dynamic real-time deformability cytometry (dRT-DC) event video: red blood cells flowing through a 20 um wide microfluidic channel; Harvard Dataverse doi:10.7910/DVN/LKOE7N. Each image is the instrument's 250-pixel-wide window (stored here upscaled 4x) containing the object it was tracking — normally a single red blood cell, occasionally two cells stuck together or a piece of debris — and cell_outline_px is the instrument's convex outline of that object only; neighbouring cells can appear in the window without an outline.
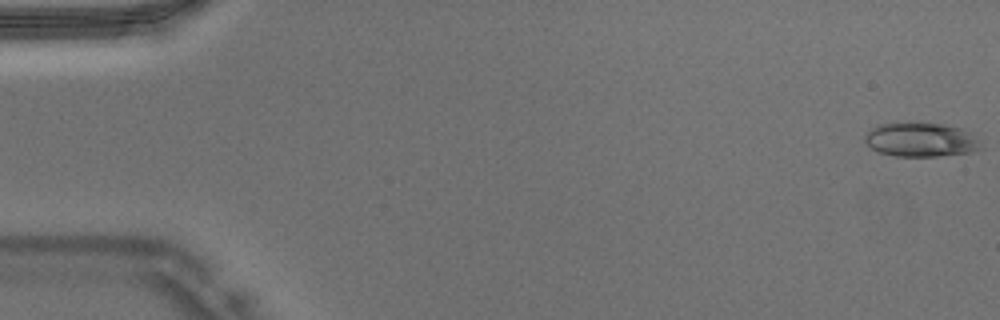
{"species": "Egyptian fruit bat (a non-hibernating species)", "species_latin": "Rousettus aegyptiacus", "temperature_condition": "warm", "stored_images_in_passage": 46, "camera_frame_rate_fps": 3000, "um_per_image_px": 0.085, "animal": {"sex": "male"}, "frame": {"image": 1, "passage_image": 1, "time_ms": 0.0, "image_size_px": [1000, 320], "cell_outline_px": [[984, 148], [972, 152], [936, 156], [896, 156], [880, 152], [872, 148], [864, 140], [864, 136], [872, 128], [880, 124], [912, 120], [916, 120], [944, 124], [960, 128], [968, 132], [980, 140]], "centroid_in_image_um": [78.29, 11.84], "position_along_channel_um": 6.7, "area_um2": 23.64}}
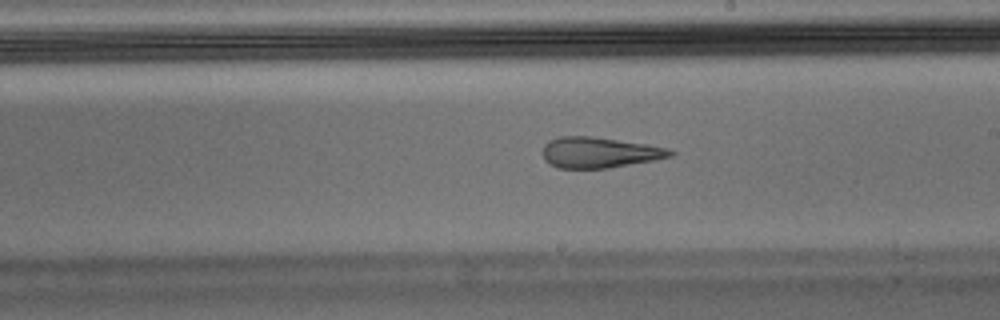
{"frame": {"image": 2, "passage_image": 27, "time_ms": 8.667, "image_size_px": [1000, 320], "cell_outline_px": [[676, 152], [672, 156], [652, 160], [608, 168], [556, 168], [548, 164], [544, 160], [544, 144], [548, 140], [560, 136], [592, 136], [648, 144], [668, 148]], "centroid_in_image_um": [50.92, 12.95], "position_along_channel_um": 238.1, "area_um2": 22.89}}
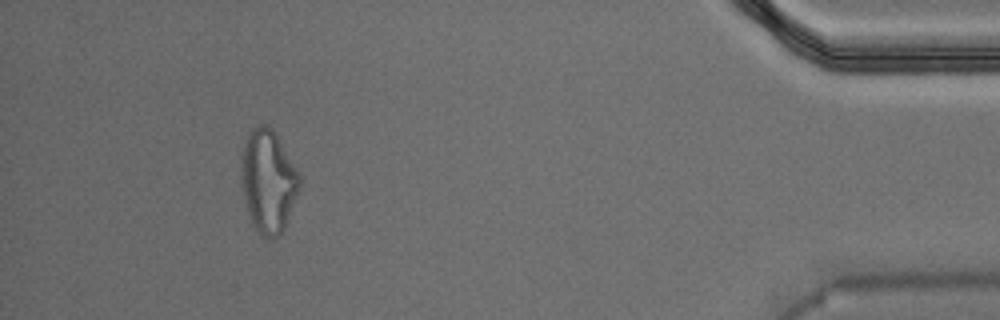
{"frame": {"image": 3, "passage_image": 43, "time_ms": 14.0, "image_size_px": [1000, 320], "cell_outline_px": [[300, 188], [284, 228], [276, 236], [268, 240], [260, 236], [252, 224], [240, 188], [240, 160], [244, 144], [248, 132], [256, 124], [268, 124], [276, 132], [300, 172]], "centroid_in_image_um": [22.77, 15.35], "position_along_channel_um": 412.4, "area_um2": 35.84}}